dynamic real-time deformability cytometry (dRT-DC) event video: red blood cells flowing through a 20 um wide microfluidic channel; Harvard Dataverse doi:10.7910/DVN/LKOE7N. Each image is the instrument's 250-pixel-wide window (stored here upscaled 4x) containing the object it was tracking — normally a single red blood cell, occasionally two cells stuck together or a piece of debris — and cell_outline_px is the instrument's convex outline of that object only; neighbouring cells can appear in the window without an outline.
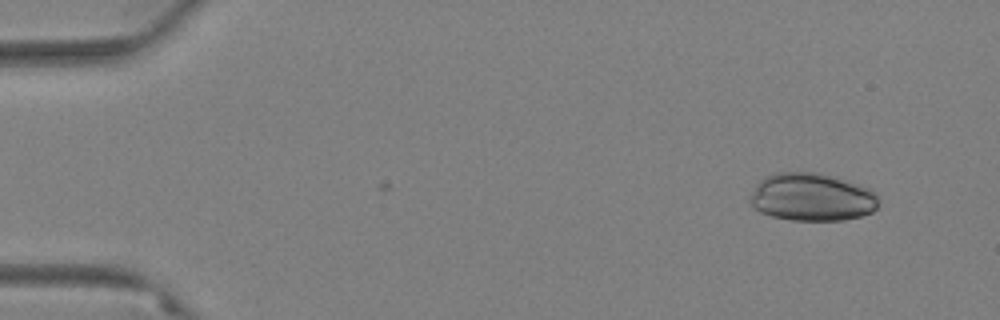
{"species": "Egyptian fruit bat (a non-hibernating species)", "species_latin": "Rousettus aegyptiacus", "temperature_condition": "warm", "stored_images_in_passage": 3, "camera_frame_rate_fps": 3000, "um_per_image_px": 0.085, "animal": {"sex": "female"}, "frame": {"image": 1, "passage_image": 1, "time_ms": 0.0, "image_size_px": [1000, 320], "cell_outline_px": [[880, 196], [876, 208], [872, 212], [860, 216], [844, 220], [792, 220], [772, 216], [760, 212], [748, 200], [756, 184], [764, 176], [776, 172], [816, 172], [836, 176], [872, 188]], "centroid_in_image_um": [69.04, 16.74], "position_along_channel_um": 16.0, "area_um2": 36.36}}